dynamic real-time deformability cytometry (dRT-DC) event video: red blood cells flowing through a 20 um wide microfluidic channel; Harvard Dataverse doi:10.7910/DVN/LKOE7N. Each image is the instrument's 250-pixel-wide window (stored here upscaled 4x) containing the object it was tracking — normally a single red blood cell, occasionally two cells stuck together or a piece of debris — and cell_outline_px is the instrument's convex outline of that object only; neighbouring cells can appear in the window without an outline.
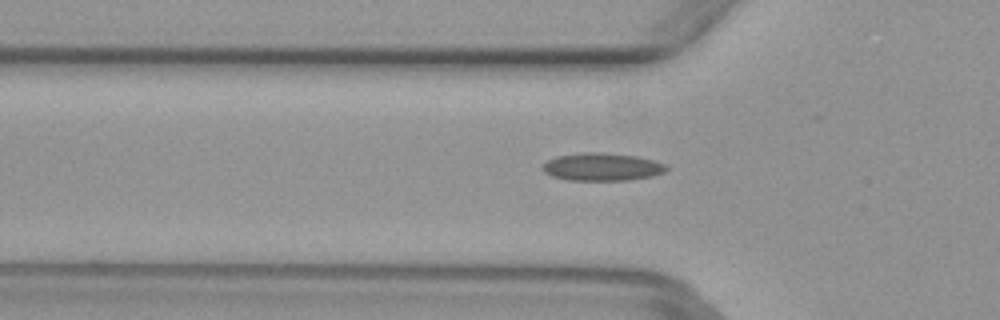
{"species": "common noctule bat (a hibernating species)", "species_latin": "Nyctalus noctula", "temperature_condition": "warm", "stored_images_in_passage": 38, "camera_frame_rate_fps": 3000, "um_per_image_px": 0.085, "animal": {"sex": "female", "body_mass_g": 29.2, "forearm_length_mm": 56.3}, "frame": {"image": 1, "passage_image": 5, "time_ms": 1.333, "image_size_px": [1000, 320], "cell_outline_px": [[668, 168], [664, 172], [652, 176], [628, 180], [568, 180], [552, 176], [544, 172], [540, 168], [548, 160], [556, 156], [580, 152], [600, 152], [636, 156], [652, 160], [664, 164]], "centroid_in_image_um": [51.13, 14.18], "position_along_channel_um": 74.7, "area_um2": 20.0}}
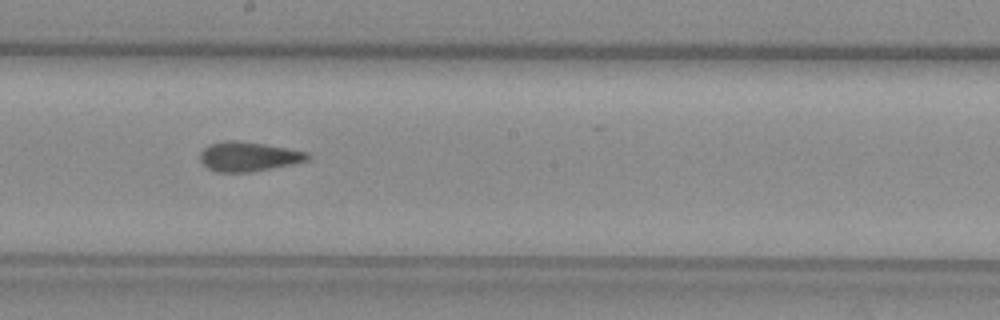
{"frame": {"image": 2, "passage_image": 16, "time_ms": 5.0, "image_size_px": [1000, 320], "cell_outline_px": [[312, 156], [308, 160], [252, 172], [216, 172], [208, 168], [200, 160], [200, 152], [208, 144], [224, 140], [236, 140], [264, 144], [308, 152]], "centroid_in_image_um": [21.09, 13.3], "position_along_channel_um": 227.1, "area_um2": 18.44}}
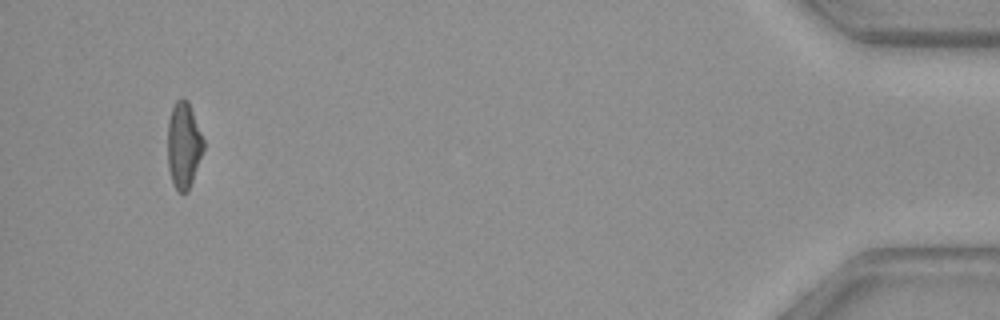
{"frame": {"image": 3, "passage_image": 36, "time_ms": 11.667, "image_size_px": [1000, 320], "cell_outline_px": [[204, 148], [188, 192], [176, 192], [168, 168], [168, 120], [172, 108], [176, 100], [180, 96], [184, 96], [188, 100], [204, 140]], "centroid_in_image_um": [15.6, 12.31], "position_along_channel_um": 419.6, "area_um2": 18.09}}